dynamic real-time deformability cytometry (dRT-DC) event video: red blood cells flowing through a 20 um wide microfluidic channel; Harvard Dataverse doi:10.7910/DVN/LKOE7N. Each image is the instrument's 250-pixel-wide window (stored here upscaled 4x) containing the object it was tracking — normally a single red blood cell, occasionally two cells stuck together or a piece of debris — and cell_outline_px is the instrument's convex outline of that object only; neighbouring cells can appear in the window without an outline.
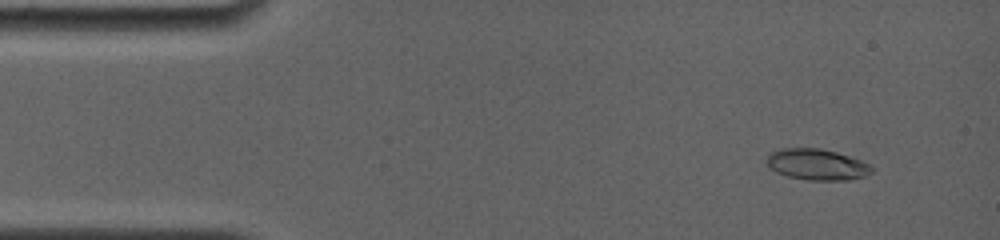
{"species": "common noctule bat (a hibernating species)", "species_latin": "Nyctalus noctula", "temperature_condition": "room temperature", "stored_images_in_passage": 19, "camera_frame_rate_fps": 4000, "um_per_image_px": 0.085, "animal": {"sex": "female", "body_mass_g": 19.0, "forearm_length_mm": 56.7}, "frame": {"image": 1, "passage_image": 3, "time_ms": 1.25, "image_size_px": [1000, 240], "cell_outline_px": [[876, 168], [872, 172], [864, 176], [848, 180], [808, 180], [788, 176], [776, 172], [764, 160], [772, 152], [780, 148], [820, 148], [836, 152], [872, 164]], "centroid_in_image_um": [69.47, 13.98], "position_along_channel_um": 15.5, "area_um2": 19.07}}
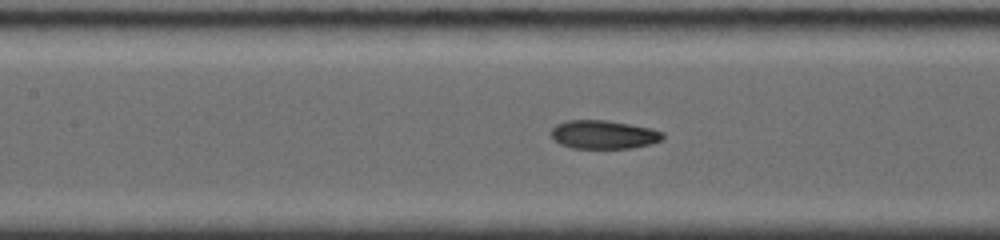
{"frame": {"image": 2, "passage_image": 13, "time_ms": 7.25, "image_size_px": [1000, 240], "cell_outline_px": [[664, 136], [660, 140], [652, 144], [632, 148], [572, 148], [560, 144], [552, 140], [548, 132], [556, 124], [568, 120], [608, 120], [652, 128], [664, 132]], "centroid_in_image_um": [51.27, 11.44], "position_along_channel_um": 156.1, "area_um2": 18.9}}
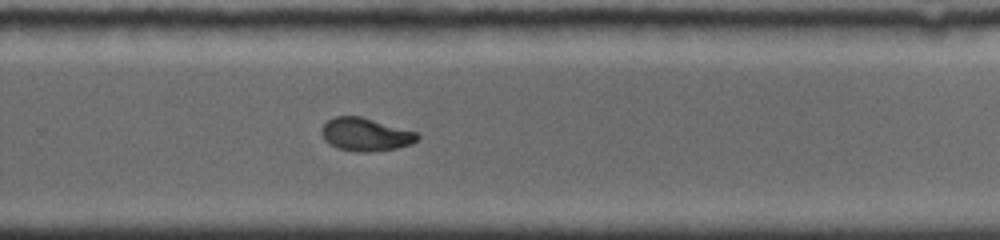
{"frame": {"image": 3, "passage_image": 19, "time_ms": 11.0, "image_size_px": [1000, 240], "cell_outline_px": [[420, 136], [412, 144], [396, 148], [372, 152], [356, 152], [336, 148], [328, 144], [324, 140], [320, 132], [324, 124], [328, 120], [336, 116], [360, 116], [416, 132]], "centroid_in_image_um": [31.03, 11.44], "position_along_channel_um": 298.8, "area_um2": 18.5}}